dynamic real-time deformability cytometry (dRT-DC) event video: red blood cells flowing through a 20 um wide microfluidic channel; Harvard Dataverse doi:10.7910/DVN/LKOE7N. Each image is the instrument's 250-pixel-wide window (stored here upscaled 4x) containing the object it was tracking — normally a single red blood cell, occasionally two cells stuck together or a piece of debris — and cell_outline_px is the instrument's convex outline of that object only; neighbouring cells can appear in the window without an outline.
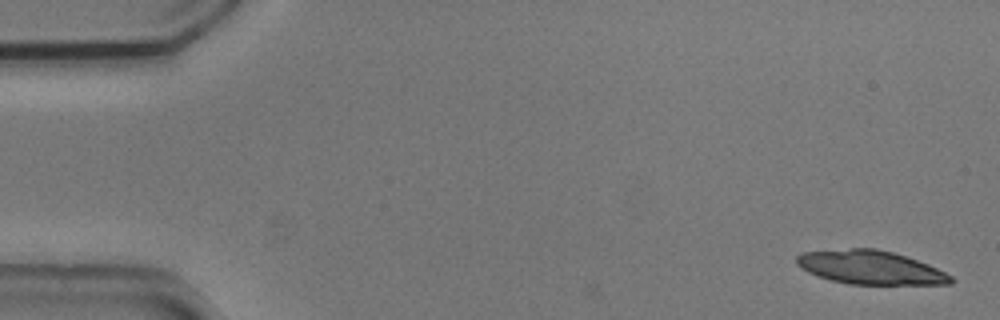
{"species": "common noctule bat (a hibernating species)", "species_latin": "Nyctalus noctula", "temperature_condition": "cold", "stored_images_in_passage": 2, "camera_frame_rate_fps": 3000, "um_per_image_px": 0.085, "animal": {"sex": "male", "body_mass_g": 20.5, "forearm_length_mm": 52.5}, "frame": {"image": 1, "passage_image": 2, "time_ms": 0.333, "image_size_px": [1000, 320], "cell_outline_px": [[956, 280], [952, 284], [848, 284], [816, 276], [800, 268], [796, 264], [796, 256], [804, 252], [852, 248], [876, 248], [892, 252], [928, 264], [952, 276]], "centroid_in_image_um": [73.97, 22.74], "position_along_channel_um": 11.0, "area_um2": 30.17}}